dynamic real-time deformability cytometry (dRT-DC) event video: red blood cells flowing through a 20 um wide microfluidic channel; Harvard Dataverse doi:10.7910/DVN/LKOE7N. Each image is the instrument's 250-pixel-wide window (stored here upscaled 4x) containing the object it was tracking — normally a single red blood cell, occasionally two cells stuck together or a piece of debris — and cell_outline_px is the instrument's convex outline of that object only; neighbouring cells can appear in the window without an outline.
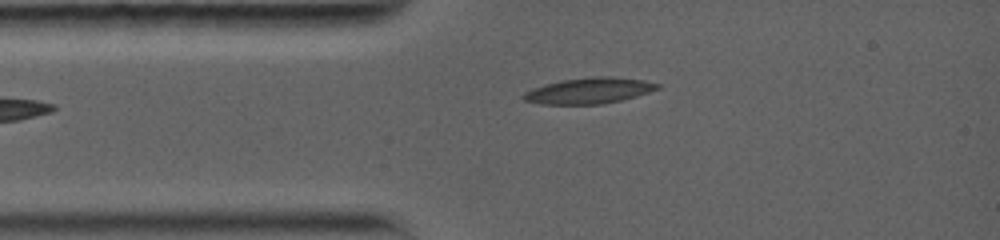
{"species": "common noctule bat (a hibernating species)", "species_latin": "Nyctalus noctula", "temperature_condition": "warm", "stored_images_in_passage": 5, "camera_frame_rate_fps": 5000, "um_per_image_px": 0.085, "animal": {"sex": "female", "body_mass_g": 19.0, "forearm_length_mm": 56.7}, "frame": {"image": 1, "passage_image": 2, "time_ms": 1.0, "image_size_px": [1000, 240], "cell_outline_px": [[660, 88], [636, 96], [620, 100], [600, 104], [540, 104], [524, 100], [520, 96], [524, 92], [532, 88], [560, 80], [592, 76], [612, 76], [644, 80], [660, 84]], "centroid_in_image_um": [50.04, 7.7], "position_along_channel_um": 35.0, "area_um2": 20.29}}
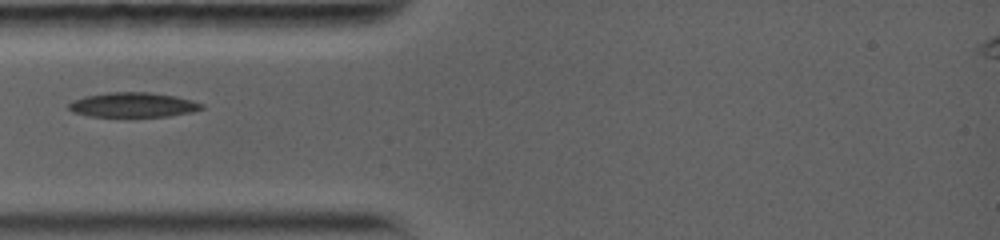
{"frame": {"image": 2, "passage_image": 3, "time_ms": 2.2, "image_size_px": [1000, 240], "cell_outline_px": [[204, 108], [192, 112], [168, 116], [88, 116], [72, 112], [68, 108], [68, 104], [72, 100], [84, 96], [108, 92], [148, 92], [176, 96], [192, 100], [204, 104]], "centroid_in_image_um": [11.3, 8.9], "position_along_channel_um": 73.7, "area_um2": 19.19}}
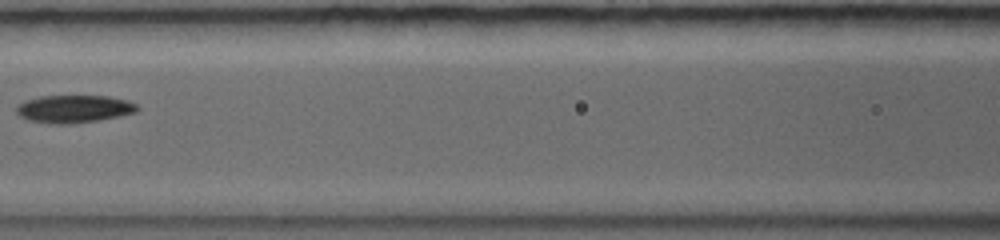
{"frame": {"image": 3, "passage_image": 5, "time_ms": 4.4, "image_size_px": [1000, 240], "cell_outline_px": [[140, 108], [136, 112], [120, 116], [72, 124], [48, 124], [28, 120], [20, 116], [16, 112], [16, 108], [24, 100], [40, 96], [108, 96], [128, 100], [136, 104]], "centroid_in_image_um": [6.28, 9.26], "position_along_channel_um": 160.3, "area_um2": 19.59}}